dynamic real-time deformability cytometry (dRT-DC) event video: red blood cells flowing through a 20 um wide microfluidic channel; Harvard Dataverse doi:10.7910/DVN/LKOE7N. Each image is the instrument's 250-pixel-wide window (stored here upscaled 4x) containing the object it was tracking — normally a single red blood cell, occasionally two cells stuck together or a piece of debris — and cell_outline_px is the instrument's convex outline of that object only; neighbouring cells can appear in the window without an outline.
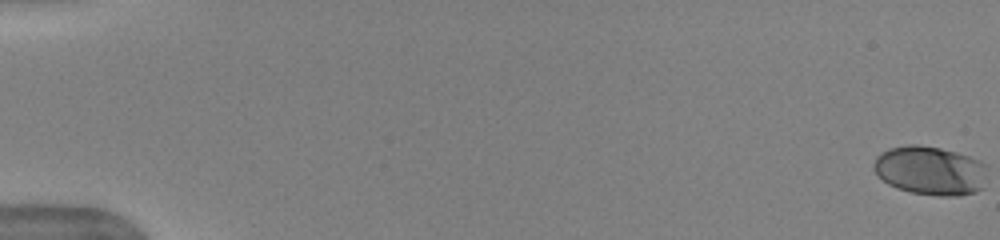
{"species": "human", "species_latin": "Homo sapiens", "temperature_condition": "warm", "stored_images_in_passage": 53, "camera_frame_rate_fps": 3000, "um_per_image_px": 0.085, "donor": {"sex": "female"}, "frame": {"image": 1, "passage_image": 1, "time_ms": 0.0, "image_size_px": [1000, 240], "cell_outline_px": [[984, 188], [976, 192], [960, 196], [940, 196], [912, 192], [896, 188], [888, 184], [872, 168], [872, 164], [876, 156], [888, 148], [908, 144], [916, 144], [940, 148], [956, 152], [980, 160], [984, 164]], "centroid_in_image_um": [79.05, 14.5], "position_along_channel_um": 6.0, "area_um2": 32.43}}
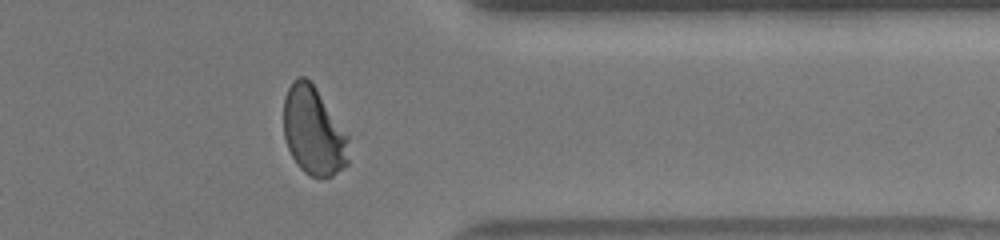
{"frame": {"image": 2, "passage_image": 44, "time_ms": 14.333, "image_size_px": [1000, 240], "cell_outline_px": [[348, 164], [344, 168], [332, 176], [320, 180], [304, 172], [300, 168], [292, 156], [288, 148], [284, 136], [284, 100], [288, 88], [292, 80], [300, 76], [304, 76], [316, 88], [348, 136]], "centroid_in_image_um": [26.65, 11.18], "position_along_channel_um": 384.8, "area_um2": 33.41}}
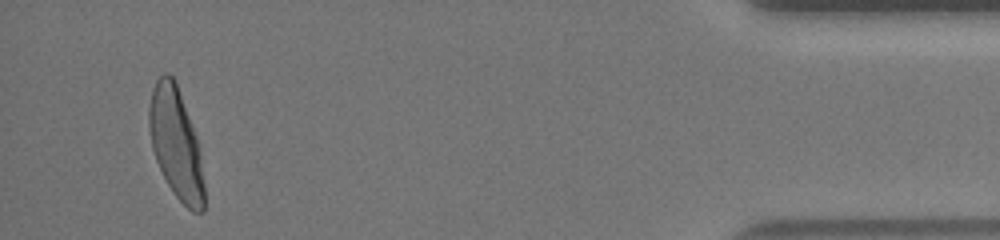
{"frame": {"image": 3, "passage_image": 51, "time_ms": 16.667, "image_size_px": [1000, 240], "cell_outline_px": [[204, 212], [192, 212], [172, 192], [156, 160], [152, 148], [148, 128], [148, 108], [152, 88], [156, 80], [164, 72], [168, 72], [176, 80], [196, 136], [200, 156], [204, 184]], "centroid_in_image_um": [14.93, 12.15], "position_along_channel_um": 420.3, "area_um2": 35.49}, "authors_computed_cell_mechanics": {"area_um2": 34.5066, "velocity_mm_per_s": 3.9618, "shape_relaxation_time_tau1_ms": 3.5062, "shape_relaxation_time_tau2_ms": null, "deformation_change_tau1": 0.1807, "deformation_change_tau2": null}}